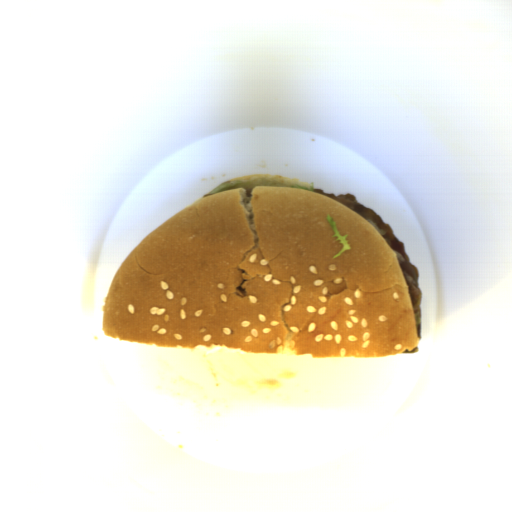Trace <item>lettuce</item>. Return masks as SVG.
Instances as JSON below:
<instances>
[{
  "instance_id": "obj_1",
  "label": "lettuce",
  "mask_w": 512,
  "mask_h": 512,
  "mask_svg": "<svg viewBox=\"0 0 512 512\" xmlns=\"http://www.w3.org/2000/svg\"><path fill=\"white\" fill-rule=\"evenodd\" d=\"M264 186H283L307 191L314 192V182L309 185V187H305L303 185L298 184H287L285 182H277V181H268L266 179H257V180H238V181H229L225 183H221L217 187H215L209 194L218 193L230 189H234L237 187H242L246 191V195L251 196L252 191L255 187H264ZM208 194V195H209Z\"/></svg>"
},
{
  "instance_id": "obj_2",
  "label": "lettuce",
  "mask_w": 512,
  "mask_h": 512,
  "mask_svg": "<svg viewBox=\"0 0 512 512\" xmlns=\"http://www.w3.org/2000/svg\"><path fill=\"white\" fill-rule=\"evenodd\" d=\"M327 221L331 224L333 230H334V234H333V237H336V241L339 240V243H343L342 245V248L340 250L339 253L335 254L333 258H336V257H339L343 252H345L346 250L350 249V244H349V241L346 240V237L347 235H341L338 228H337V225H336V222L334 221L333 217H331L329 214L328 216L326 217Z\"/></svg>"
}]
</instances>
